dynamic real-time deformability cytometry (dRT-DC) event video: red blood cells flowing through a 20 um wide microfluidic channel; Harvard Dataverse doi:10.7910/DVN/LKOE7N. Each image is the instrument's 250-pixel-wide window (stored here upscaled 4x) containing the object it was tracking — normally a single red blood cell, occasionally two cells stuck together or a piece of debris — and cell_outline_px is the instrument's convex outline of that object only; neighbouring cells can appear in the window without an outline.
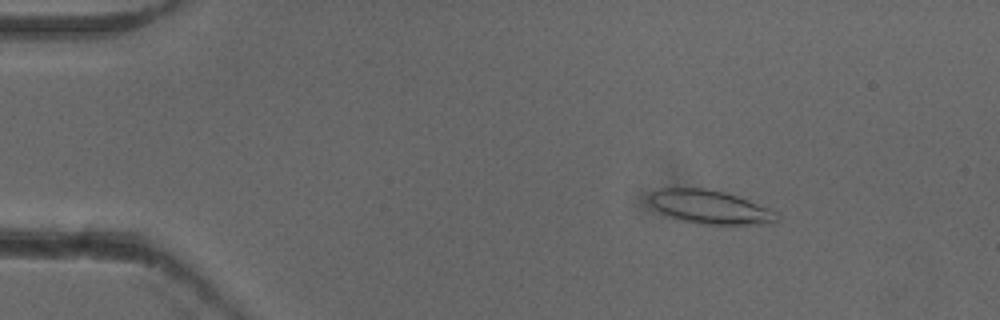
{"species": "common noctule bat (a hibernating species)", "species_latin": "Nyctalus noctula", "temperature_condition": "cold", "stored_images_in_passage": 52, "camera_frame_rate_fps": 3000, "um_per_image_px": 0.085, "animal": {"sex": "female"}, "frame": {"image": 1, "passage_image": 7, "time_ms": 2.0, "image_size_px": [1000, 320], "cell_outline_px": [[776, 224], [696, 224], [660, 212], [648, 200], [648, 196], [652, 192], [660, 188], [704, 188], [724, 192], [736, 196], [768, 208], [776, 212]], "centroid_in_image_um": [60.34, 17.6], "position_along_channel_um": 24.7, "area_um2": 24.57}}
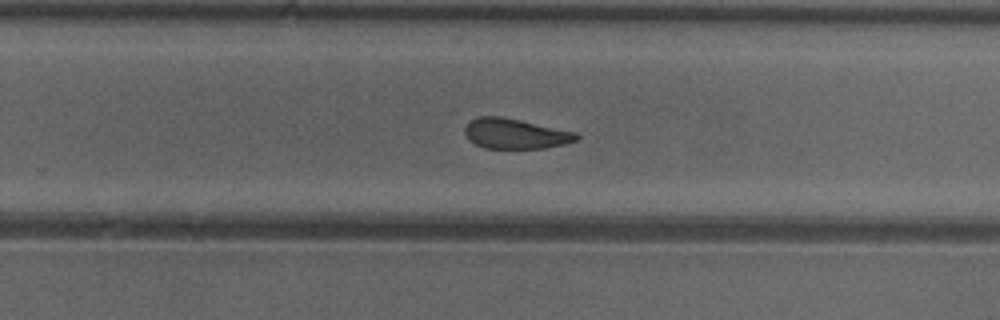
{"frame": {"image": 2, "passage_image": 33, "time_ms": 10.667, "image_size_px": [1000, 320], "cell_outline_px": [[580, 136], [576, 140], [564, 144], [544, 148], [484, 148], [476, 144], [464, 132], [464, 128], [468, 120], [476, 116], [500, 116], [520, 120], [576, 132]], "centroid_in_image_um": [43.78, 11.35], "position_along_channel_um": 286.0, "area_um2": 19.54}}
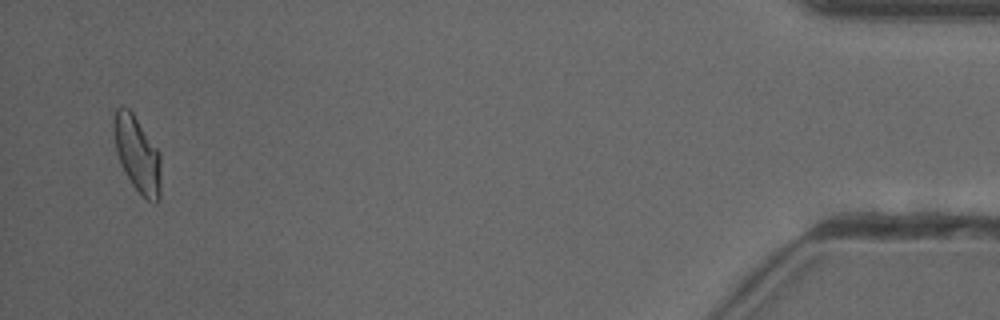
{"frame": {"image": 3, "passage_image": 50, "time_ms": 16.333, "image_size_px": [1000, 320], "cell_outline_px": [[160, 200], [156, 204], [152, 204], [132, 184], [120, 164], [116, 152], [112, 132], [112, 128], [116, 108], [120, 104], [128, 108], [132, 112], [160, 152]], "centroid_in_image_um": [11.65, 13.09], "position_along_channel_um": 423.5, "area_um2": 21.04}, "authors_computed_cell_mechanics": {"area_um2": 21.0681, "velocity_mm_per_s": 3.9183, "shape_relaxation_time_tau1_ms": 9.1083, "shape_relaxation_time_tau2_ms": 3.5545, "deformation_change_tau1": 0.2063, "deformation_change_tau2": 0.1152}}